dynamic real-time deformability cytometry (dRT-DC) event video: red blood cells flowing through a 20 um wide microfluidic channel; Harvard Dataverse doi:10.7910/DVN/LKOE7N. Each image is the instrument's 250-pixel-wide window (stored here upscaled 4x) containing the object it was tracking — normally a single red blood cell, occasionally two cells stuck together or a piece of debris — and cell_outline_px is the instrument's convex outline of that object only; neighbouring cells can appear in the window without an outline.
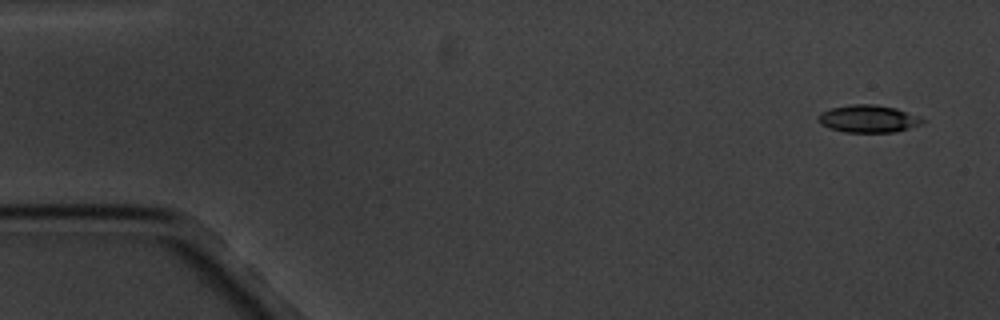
{"species": "common noctule bat (a hibernating species)", "species_latin": "Nyctalus noctula", "temperature_condition": "cold", "stored_images_in_passage": 6, "camera_frame_rate_fps": 3000, "um_per_image_px": 0.085, "animal": {"sex": "male", "body_mass_g": 20.1, "forearm_length_mm": 53.5}, "frame": {"image": 1, "passage_image": 1, "time_ms": 0.0, "image_size_px": [1000, 320], "cell_outline_px": [[928, 120], [920, 124], [896, 132], [844, 132], [828, 128], [820, 124], [820, 112], [832, 108], [852, 104], [872, 104], [896, 108], [920, 116]], "centroid_in_image_um": [73.84, 10.1], "position_along_channel_um": 11.2, "area_um2": 16.65}}
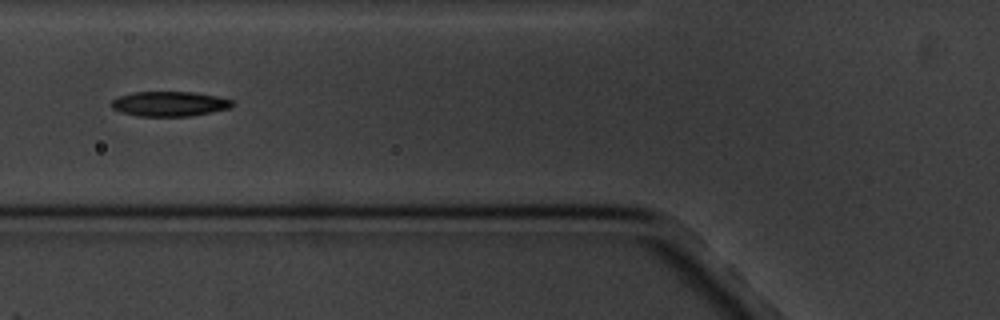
{"frame": {"image": 2, "passage_image": 5, "time_ms": 6.333, "image_size_px": [1000, 320], "cell_outline_px": [[236, 104], [232, 108], [212, 112], [188, 116], [136, 116], [120, 112], [112, 108], [112, 100], [116, 96], [132, 92], [192, 92], [216, 96], [232, 100]], "centroid_in_image_um": [14.4, 8.83], "position_along_channel_um": 111.4, "area_um2": 17.69}}
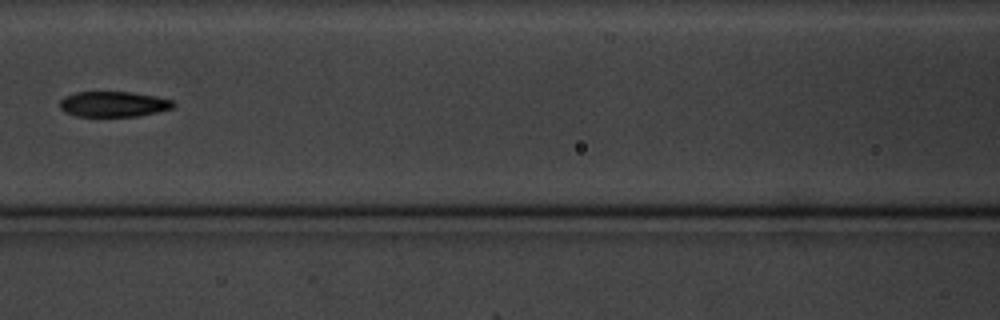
{"frame": {"image": 3, "passage_image": 6, "time_ms": 7.667, "image_size_px": [1000, 320], "cell_outline_px": [[176, 104], [172, 108], [156, 112], [136, 116], [76, 116], [64, 112], [60, 108], [60, 100], [64, 96], [76, 92], [132, 92], [156, 96], [172, 100]], "centroid_in_image_um": [9.63, 8.84], "position_along_channel_um": 157.0, "area_um2": 16.82}}